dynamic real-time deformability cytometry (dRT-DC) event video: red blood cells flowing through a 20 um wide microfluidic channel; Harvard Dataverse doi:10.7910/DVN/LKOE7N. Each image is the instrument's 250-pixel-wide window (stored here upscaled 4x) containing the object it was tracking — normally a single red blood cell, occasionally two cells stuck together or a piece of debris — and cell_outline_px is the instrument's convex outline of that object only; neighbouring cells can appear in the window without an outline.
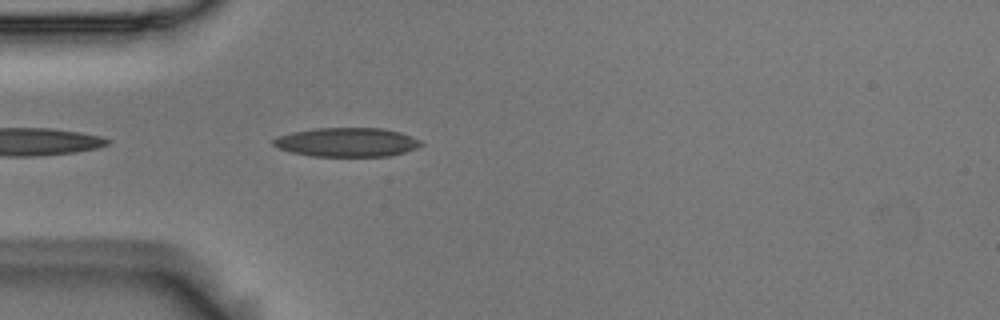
{"species": "Egyptian fruit bat (a non-hibernating species)", "species_latin": "Rousettus aegyptiacus", "temperature_condition": "room temperature", "stored_images_in_passage": 9, "camera_frame_rate_fps": 3000, "um_per_image_px": 0.085, "animal": {"sex": "male"}, "frame": {"image": 1, "passage_image": 2, "time_ms": 0.333, "image_size_px": [1000, 320], "cell_outline_px": [[424, 144], [416, 148], [404, 152], [388, 156], [312, 156], [292, 152], [276, 148], [272, 144], [272, 140], [280, 136], [292, 132], [312, 128], [384, 128], [400, 132], [412, 136], [420, 140]], "centroid_in_image_um": [29.49, 12.08], "position_along_channel_um": 55.5, "area_um2": 25.03}}
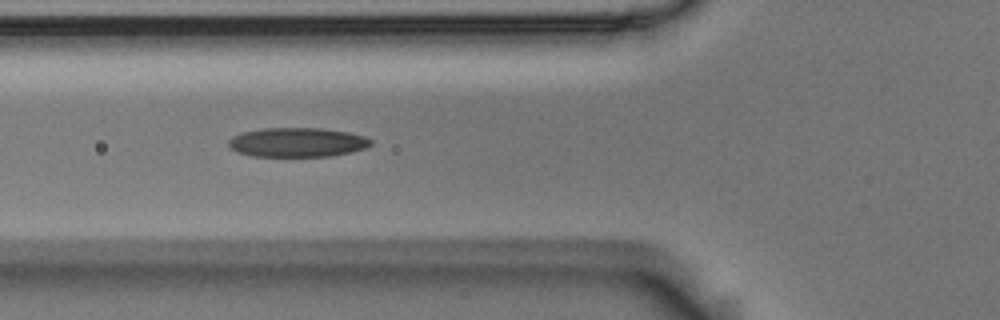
{"frame": {"image": 2, "passage_image": 6, "time_ms": 1.667, "image_size_px": [1000, 320], "cell_outline_px": [[372, 144], [368, 148], [352, 152], [332, 156], [252, 156], [236, 152], [228, 148], [228, 140], [232, 136], [240, 132], [260, 128], [324, 128], [348, 132], [364, 136], [372, 140]], "centroid_in_image_um": [25.25, 12.09], "position_along_channel_um": 100.6, "area_um2": 24.74}}
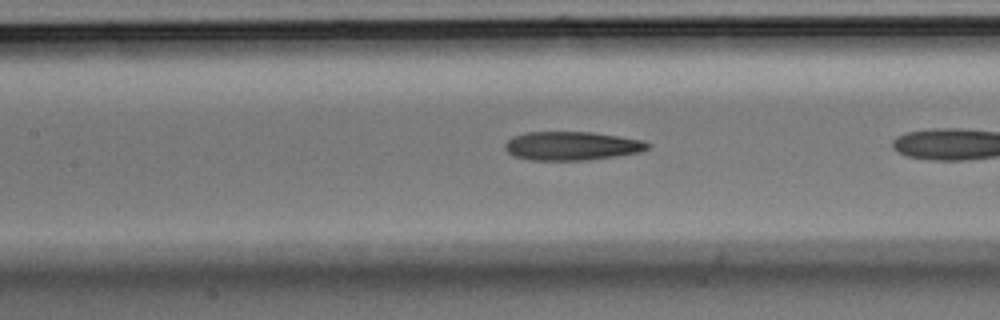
{"frame": {"image": 3, "passage_image": 8, "time_ms": 2.333, "image_size_px": [1000, 320], "cell_outline_px": [[652, 144], [648, 148], [640, 152], [616, 156], [588, 160], [528, 160], [512, 156], [504, 148], [504, 144], [512, 136], [524, 132], [592, 132], [644, 140]], "centroid_in_image_um": [48.58, 12.4], "position_along_channel_um": 158.8, "area_um2": 24.1}}